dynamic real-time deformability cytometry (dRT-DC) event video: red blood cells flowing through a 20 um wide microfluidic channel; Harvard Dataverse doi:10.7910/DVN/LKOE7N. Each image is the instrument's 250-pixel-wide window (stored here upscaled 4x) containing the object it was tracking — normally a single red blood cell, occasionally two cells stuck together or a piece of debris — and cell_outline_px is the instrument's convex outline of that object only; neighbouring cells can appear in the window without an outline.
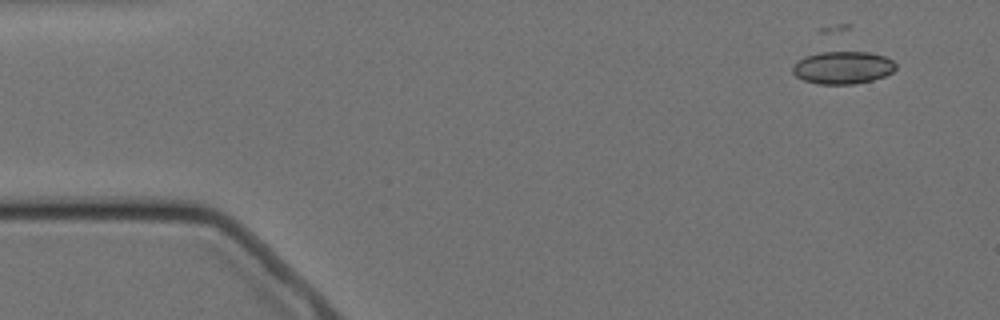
{"species": "Egyptian fruit bat (a non-hibernating species)", "species_latin": "Rousettus aegyptiacus", "temperature_condition": "cold", "stored_images_in_passage": 2, "camera_frame_rate_fps": 3000, "um_per_image_px": 0.085, "animal": {"sex": "female"}, "frame": {"image": 1, "passage_image": 2, "time_ms": 1.333, "image_size_px": [1000, 320], "cell_outline_px": [[896, 68], [892, 72], [884, 76], [872, 80], [856, 84], [816, 84], [804, 80], [796, 76], [792, 72], [792, 68], [804, 56], [820, 52], [868, 52], [884, 56], [892, 60], [896, 64]], "centroid_in_image_um": [71.64, 5.75], "position_along_channel_um": 13.4, "area_um2": 19.54}}